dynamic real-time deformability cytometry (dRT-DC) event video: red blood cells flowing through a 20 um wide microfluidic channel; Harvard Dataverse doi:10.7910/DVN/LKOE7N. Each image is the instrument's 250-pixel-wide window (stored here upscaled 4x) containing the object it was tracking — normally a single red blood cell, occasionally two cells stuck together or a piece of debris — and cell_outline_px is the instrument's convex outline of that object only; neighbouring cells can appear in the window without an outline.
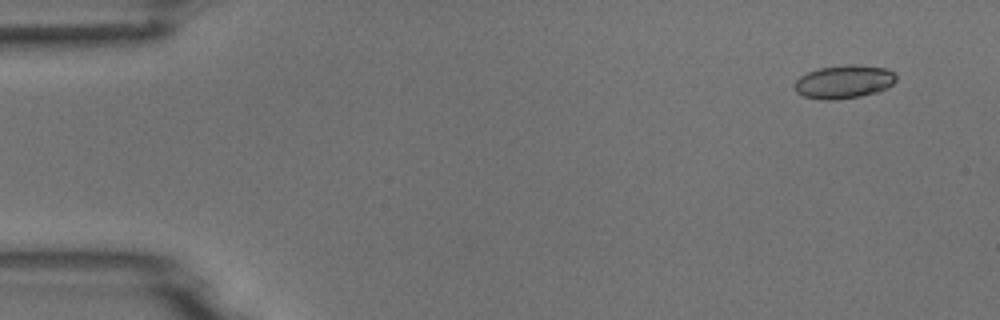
{"species": "common noctule bat (a hibernating species)", "species_latin": "Nyctalus noctula", "temperature_condition": "room temperature", "stored_images_in_passage": 6, "camera_frame_rate_fps": 3000, "um_per_image_px": 0.085, "animal": {"sex": "male", "body_mass_g": 18.8}, "frame": {"image": 1, "passage_image": 1, "time_ms": 0.0, "image_size_px": [1000, 320], "cell_outline_px": [[896, 80], [888, 88], [876, 92], [860, 96], [836, 100], [820, 100], [804, 96], [796, 92], [792, 84], [800, 76], [808, 72], [820, 68], [848, 64], [856, 64], [888, 68], [896, 76]], "centroid_in_image_um": [71.72, 6.95], "position_along_channel_um": 13.3, "area_um2": 19.94}}
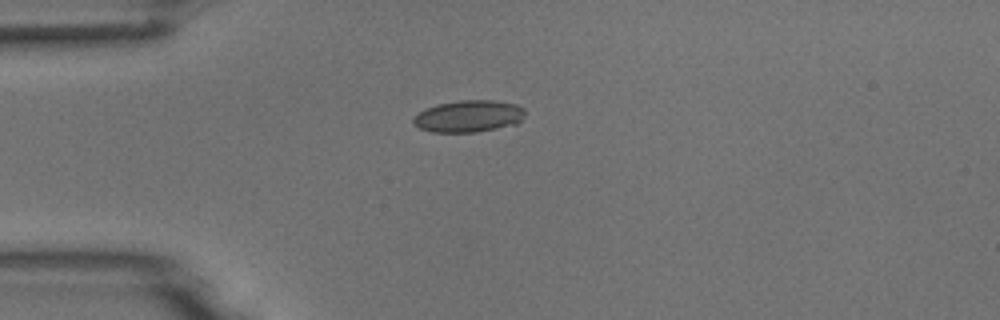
{"frame": {"image": 2, "passage_image": 4, "time_ms": 3.333, "image_size_px": [1000, 320], "cell_outline_px": [[524, 116], [516, 124], [476, 132], [432, 132], [420, 128], [412, 124], [412, 120], [424, 108], [436, 104], [460, 100], [496, 100], [516, 104], [524, 108]], "centroid_in_image_um": [39.82, 9.87], "position_along_channel_um": 45.2, "area_um2": 20.81}}